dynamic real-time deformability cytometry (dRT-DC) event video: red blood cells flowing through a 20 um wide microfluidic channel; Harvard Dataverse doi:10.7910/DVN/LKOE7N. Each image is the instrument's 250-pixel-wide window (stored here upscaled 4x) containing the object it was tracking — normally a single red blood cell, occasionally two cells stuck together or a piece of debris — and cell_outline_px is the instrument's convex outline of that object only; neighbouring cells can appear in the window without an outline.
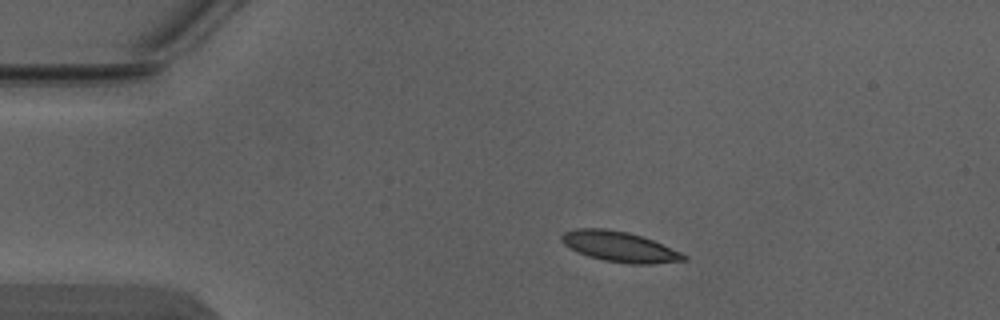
{"species": "Egyptian fruit bat (a non-hibernating species)", "species_latin": "Rousettus aegyptiacus", "temperature_condition": "warm", "stored_images_in_passage": 3, "camera_frame_rate_fps": 3000, "um_per_image_px": 0.085, "animal": {"sex": "male"}, "frame": {"image": 1, "passage_image": 2, "time_ms": 0.333, "image_size_px": [1000, 320], "cell_outline_px": [[688, 260], [652, 264], [628, 264], [604, 260], [588, 256], [576, 252], [564, 244], [560, 240], [560, 236], [564, 232], [576, 228], [604, 228], [628, 232], [652, 240], [680, 252], [688, 256]], "centroid_in_image_um": [52.63, 20.97], "position_along_channel_um": 32.4, "area_um2": 21.62}}